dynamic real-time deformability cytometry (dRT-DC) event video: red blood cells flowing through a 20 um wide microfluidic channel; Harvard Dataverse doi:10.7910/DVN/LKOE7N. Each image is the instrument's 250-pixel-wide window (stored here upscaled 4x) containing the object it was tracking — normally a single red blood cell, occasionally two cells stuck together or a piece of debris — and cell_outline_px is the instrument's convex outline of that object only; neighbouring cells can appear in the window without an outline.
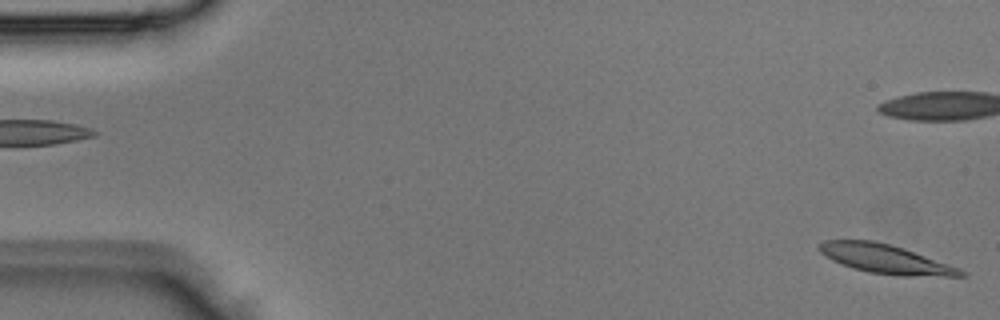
{"species": "Egyptian fruit bat (a non-hibernating species)", "species_latin": "Rousettus aegyptiacus", "temperature_condition": "room temperature", "stored_images_in_passage": 3, "camera_frame_rate_fps": 3000, "um_per_image_px": 0.085, "animal": {"sex": "male"}, "frame": {"image": 1, "passage_image": 3, "time_ms": 0.667, "image_size_px": [1000, 320], "cell_outline_px": [[968, 276], [896, 276], [868, 272], [852, 268], [832, 260], [820, 252], [816, 248], [816, 244], [824, 240], [872, 240], [904, 248], [960, 268], [968, 272]], "centroid_in_image_um": [75.26, 22.02], "position_along_channel_um": 9.7, "area_um2": 24.16}}